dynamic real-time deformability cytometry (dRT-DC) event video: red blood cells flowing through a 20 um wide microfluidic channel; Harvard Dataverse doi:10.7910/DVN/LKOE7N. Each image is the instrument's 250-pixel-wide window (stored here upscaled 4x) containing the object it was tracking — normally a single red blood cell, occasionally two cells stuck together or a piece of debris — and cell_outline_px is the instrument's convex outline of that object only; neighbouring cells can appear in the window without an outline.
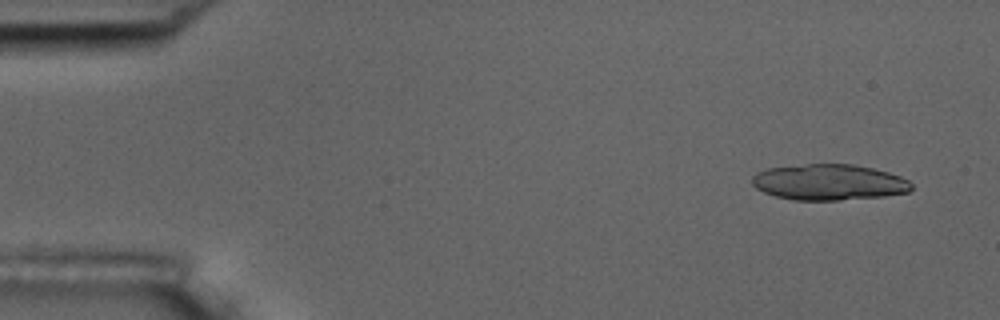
{"species": "common noctule bat (a hibernating species)", "species_latin": "Nyctalus noctula", "temperature_condition": "room temperature", "stored_images_in_passage": 7, "camera_frame_rate_fps": 3000, "um_per_image_px": 0.085, "animal": {"sex": "male", "body_mass_g": 17.5, "forearm_length_mm": 52.3}, "frame": {"image": 1, "passage_image": 1, "time_ms": 0.0, "image_size_px": [1000, 320], "cell_outline_px": [[912, 188], [908, 192], [884, 196], [840, 200], [792, 200], [776, 196], [764, 192], [756, 188], [752, 184], [752, 176], [756, 172], [768, 168], [808, 164], [852, 164], [872, 168], [888, 172], [900, 176], [908, 180], [912, 184]], "centroid_in_image_um": [70.45, 15.49], "position_along_channel_um": 14.5, "area_um2": 33.35}}
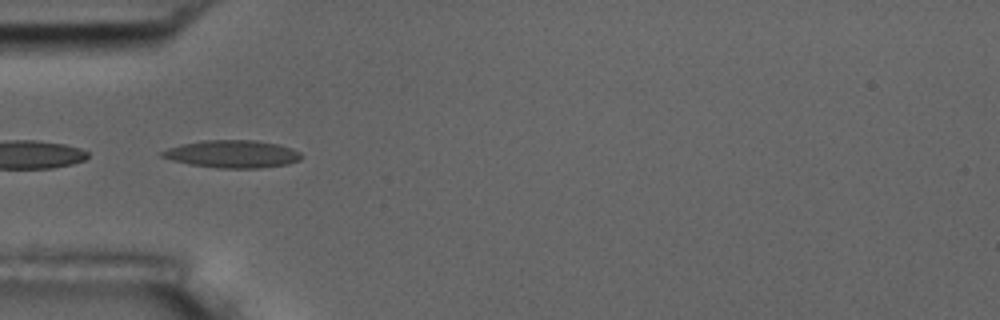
{"frame": {"image": 2, "passage_image": 5, "time_ms": 4.667, "image_size_px": [1000, 320], "cell_outline_px": [[300, 160], [288, 164], [260, 168], [216, 168], [188, 164], [172, 160], [160, 156], [160, 152], [168, 148], [180, 144], [200, 140], [256, 140], [276, 144], [292, 148], [300, 152]], "centroid_in_image_um": [19.71, 13.09], "position_along_channel_um": 65.3, "area_um2": 22.48}}